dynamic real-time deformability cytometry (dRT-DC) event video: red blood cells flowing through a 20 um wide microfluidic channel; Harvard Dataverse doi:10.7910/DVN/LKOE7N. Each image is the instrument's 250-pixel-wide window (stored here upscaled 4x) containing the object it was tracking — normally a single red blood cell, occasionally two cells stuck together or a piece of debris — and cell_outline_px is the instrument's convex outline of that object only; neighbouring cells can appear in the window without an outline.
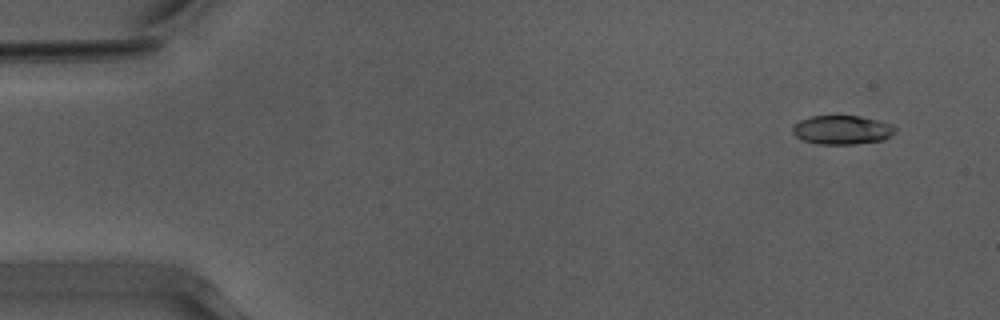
{"species": "Egyptian fruit bat (a non-hibernating species)", "species_latin": "Rousettus aegyptiacus", "temperature_condition": "warm", "stored_images_in_passage": 53, "camera_frame_rate_fps": 3000, "um_per_image_px": 0.085, "animal": {"sex": "male"}, "frame": {"image": 1, "passage_image": 4, "time_ms": 1.0, "image_size_px": [1000, 320], "cell_outline_px": [[896, 132], [884, 140], [852, 144], [816, 144], [804, 140], [796, 136], [792, 132], [792, 128], [800, 120], [808, 116], [860, 116], [892, 124], [896, 128]], "centroid_in_image_um": [71.58, 11.04], "position_along_channel_um": 13.4, "area_um2": 17.28}}
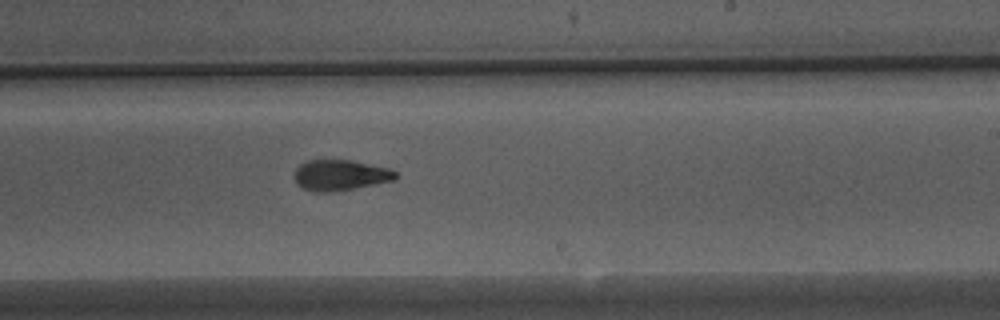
{"frame": {"image": 2, "passage_image": 32, "time_ms": 10.333, "image_size_px": [1000, 320], "cell_outline_px": [[400, 176], [396, 180], [332, 192], [312, 192], [296, 184], [296, 168], [300, 164], [308, 160], [352, 160], [388, 168], [396, 172]], "centroid_in_image_um": [28.95, 14.89], "position_along_channel_um": 260.0, "area_um2": 18.09}}
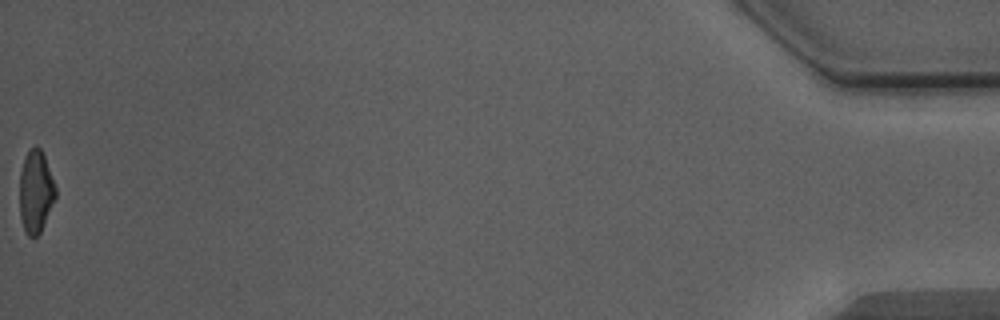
{"frame": {"image": 3, "passage_image": 53, "time_ms": 17.333, "image_size_px": [1000, 320], "cell_outline_px": [[56, 196], [40, 232], [36, 236], [28, 236], [24, 232], [20, 216], [20, 172], [28, 148], [36, 144], [40, 148], [44, 156], [56, 188]], "centroid_in_image_um": [3.02, 16.27], "position_along_channel_um": 432.2, "area_um2": 17.17}, "authors_computed_cell_mechanics": {"area_um2": 18.0914, "velocity_mm_per_s": 3.965, "shape_relaxation_time_tau1_ms": 5.3184, "shape_relaxation_time_tau2_ms": 1.868, "deformation_change_tau1": 0.2085, "deformation_change_tau2": 0.0888}}